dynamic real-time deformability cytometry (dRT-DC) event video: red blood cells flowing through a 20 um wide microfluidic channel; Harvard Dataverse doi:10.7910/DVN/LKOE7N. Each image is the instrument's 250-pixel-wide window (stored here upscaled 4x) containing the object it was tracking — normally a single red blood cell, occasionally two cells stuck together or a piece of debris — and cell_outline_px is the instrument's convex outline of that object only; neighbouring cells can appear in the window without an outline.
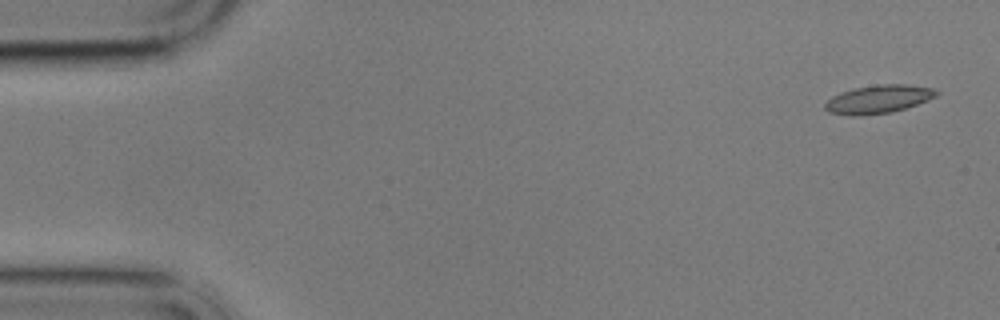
{"species": "common noctule bat (a hibernating species)", "species_latin": "Nyctalus noctula", "temperature_condition": "cold", "stored_images_in_passage": 4, "camera_frame_rate_fps": 3000, "um_per_image_px": 0.085, "animal": {"sex": "male", "body_mass_g": 17.9}, "frame": {"image": 1, "passage_image": 1, "time_ms": 0.0, "image_size_px": [1000, 320], "cell_outline_px": [[940, 92], [936, 96], [928, 100], [892, 112], [860, 116], [848, 116], [828, 112], [824, 108], [824, 104], [832, 96], [840, 92], [852, 88], [876, 84], [908, 84], [936, 88]], "centroid_in_image_um": [74.65, 8.42], "position_along_channel_um": 10.4, "area_um2": 18.67}}
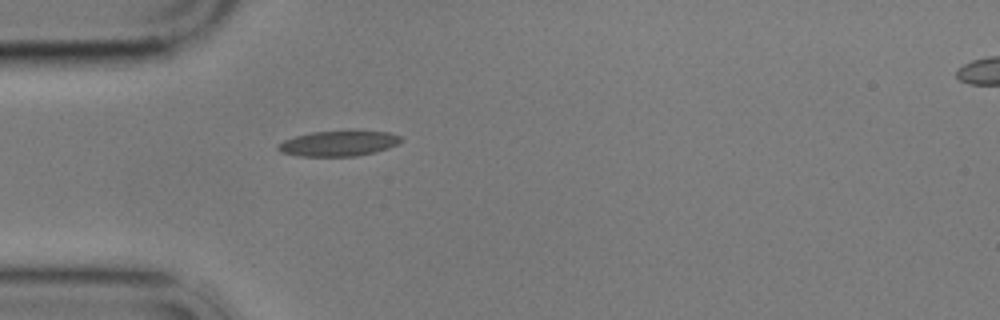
{"frame": {"image": 2, "passage_image": 4, "time_ms": 4.667, "image_size_px": [1000, 320], "cell_outline_px": [[404, 140], [388, 148], [376, 152], [356, 156], [296, 156], [280, 152], [276, 148], [284, 140], [296, 136], [312, 132], [388, 132], [404, 136]], "centroid_in_image_um": [28.79, 12.21], "position_along_channel_um": 56.2, "area_um2": 17.92}}